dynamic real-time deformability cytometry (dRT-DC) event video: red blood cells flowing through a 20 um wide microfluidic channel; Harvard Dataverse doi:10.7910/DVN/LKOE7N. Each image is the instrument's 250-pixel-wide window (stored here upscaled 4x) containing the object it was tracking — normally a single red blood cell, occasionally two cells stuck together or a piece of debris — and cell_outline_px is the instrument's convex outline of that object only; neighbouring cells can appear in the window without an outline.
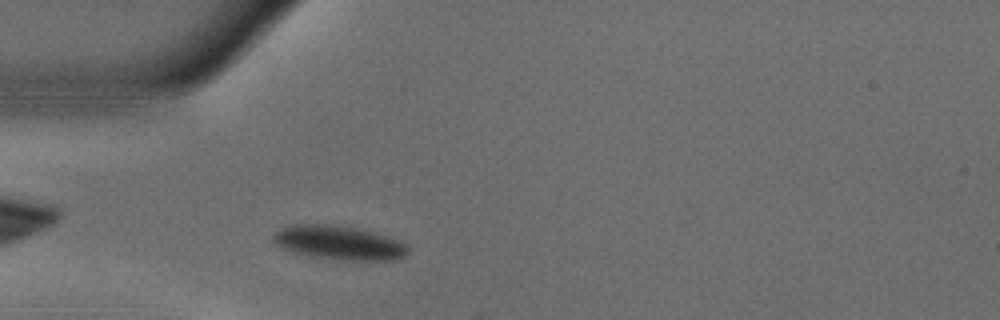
{"species": "common noctule bat (a hibernating species)", "species_latin": "Nyctalus noctula", "temperature_condition": "warm", "stored_images_in_passage": 39, "camera_frame_rate_fps": 3000, "um_per_image_px": 0.085, "animal": {"sex": "male", "body_mass_g": 18.8}, "frame": {"image": 1, "passage_image": 4, "time_ms": 1.0, "image_size_px": [1000, 320], "cell_outline_px": [[408, 252], [404, 256], [392, 260], [352, 260], [308, 256], [292, 252], [280, 248], [272, 240], [272, 232], [288, 224], [328, 224], [356, 228], [372, 232], [400, 240], [408, 248]], "centroid_in_image_um": [28.72, 20.62], "position_along_channel_um": 56.3, "area_um2": 26.76}}
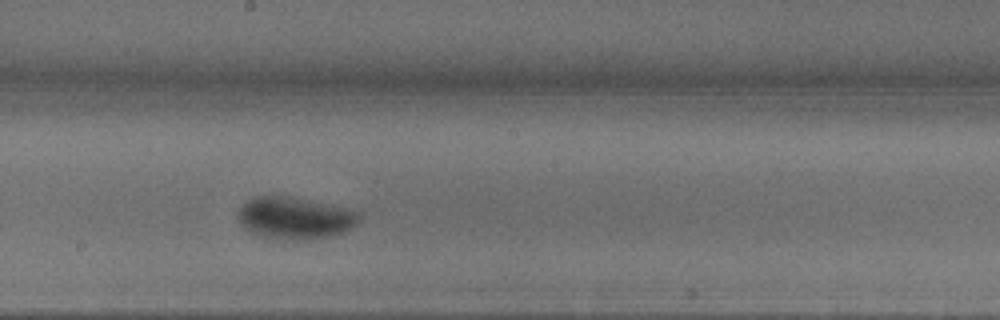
{"frame": {"image": 2, "passage_image": 18, "time_ms": 5.667, "image_size_px": [1000, 320], "cell_outline_px": [[360, 220], [352, 228], [344, 232], [332, 236], [308, 240], [276, 240], [252, 232], [244, 228], [236, 216], [240, 208], [248, 200], [256, 196], [288, 196], [352, 208], [360, 212]], "centroid_in_image_um": [25.12, 18.54], "position_along_channel_um": 223.1, "area_um2": 30.11}}
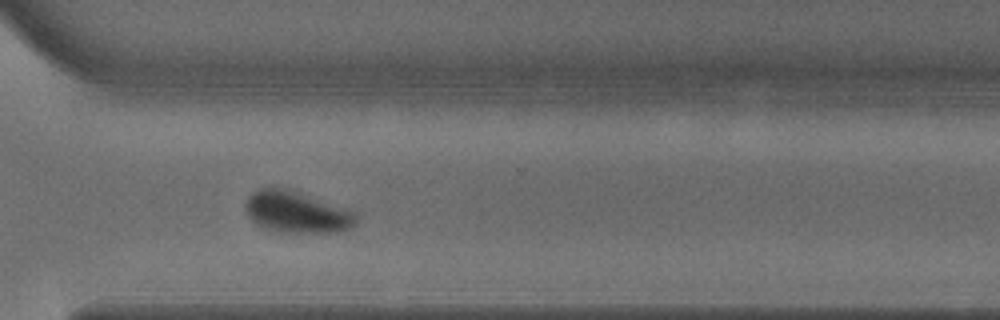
{"frame": {"image": 3, "passage_image": 28, "time_ms": 9.0, "image_size_px": [1000, 320], "cell_outline_px": [[360, 216], [356, 224], [352, 228], [340, 232], [268, 232], [256, 224], [248, 216], [244, 208], [244, 204], [248, 196], [260, 188], [280, 184], [348, 208], [356, 212]], "centroid_in_image_um": [25.23, 18.0], "position_along_channel_um": 345.4, "area_um2": 28.21}, "authors_computed_cell_mechanics": {"area_um2": 27.455, "velocity_mm_per_s": 3.6705, "shape_relaxation_time_tau1_ms": 2.9454, "shape_relaxation_time_tau2_ms": null, "deformation_change_tau1": 0.1404, "deformation_change_tau2": null}}